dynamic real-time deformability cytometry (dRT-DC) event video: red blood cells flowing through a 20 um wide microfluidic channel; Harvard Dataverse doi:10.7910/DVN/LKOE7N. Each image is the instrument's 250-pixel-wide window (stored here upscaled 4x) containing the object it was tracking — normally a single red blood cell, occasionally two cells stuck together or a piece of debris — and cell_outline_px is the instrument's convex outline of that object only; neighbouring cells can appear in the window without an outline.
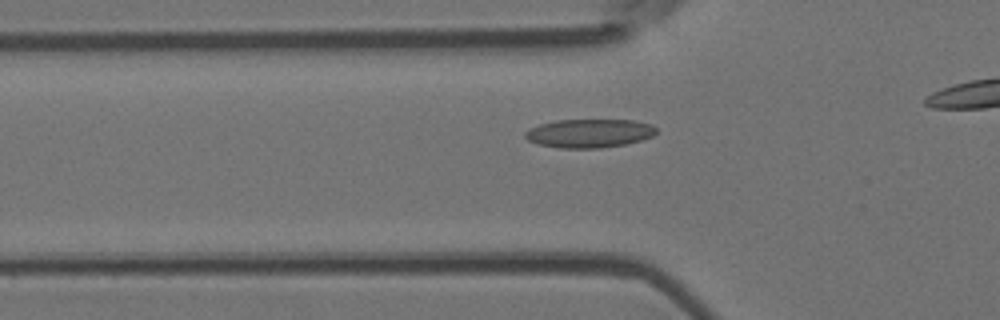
{"species": "Egyptian fruit bat (a non-hibernating species)", "species_latin": "Rousettus aegyptiacus", "temperature_condition": "room temperature", "stored_images_in_passage": 12, "camera_frame_rate_fps": 3000, "um_per_image_px": 0.085, "animal": {"sex": "female"}, "frame": {"image": 1, "passage_image": 6, "time_ms": 1.667, "image_size_px": [1000, 320], "cell_outline_px": [[656, 132], [652, 136], [640, 140], [624, 144], [600, 148], [560, 148], [536, 144], [528, 140], [524, 136], [524, 132], [528, 128], [540, 124], [556, 120], [632, 120], [652, 124], [656, 128]], "centroid_in_image_um": [50.04, 11.33], "position_along_channel_um": 75.8, "area_um2": 21.91}}
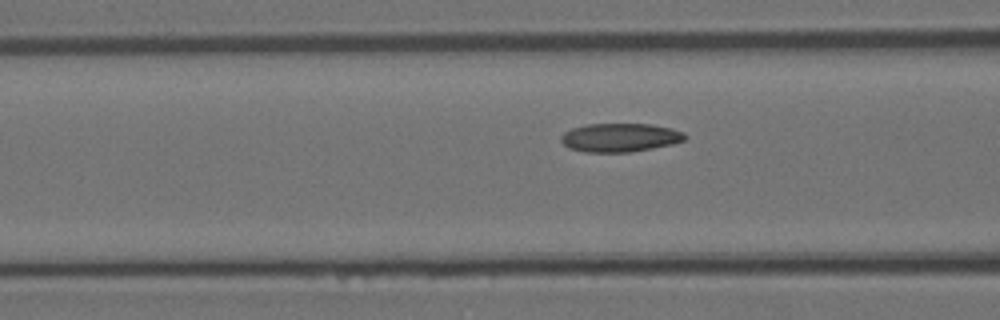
{"frame": {"image": 2, "passage_image": 9, "time_ms": 2.667, "image_size_px": [1000, 320], "cell_outline_px": [[688, 136], [684, 140], [672, 144], [632, 152], [584, 152], [568, 148], [560, 140], [560, 136], [564, 132], [572, 128], [584, 124], [652, 124], [672, 128], [684, 132]], "centroid_in_image_um": [52.69, 11.69], "position_along_channel_um": 113.9, "area_um2": 20.87}}